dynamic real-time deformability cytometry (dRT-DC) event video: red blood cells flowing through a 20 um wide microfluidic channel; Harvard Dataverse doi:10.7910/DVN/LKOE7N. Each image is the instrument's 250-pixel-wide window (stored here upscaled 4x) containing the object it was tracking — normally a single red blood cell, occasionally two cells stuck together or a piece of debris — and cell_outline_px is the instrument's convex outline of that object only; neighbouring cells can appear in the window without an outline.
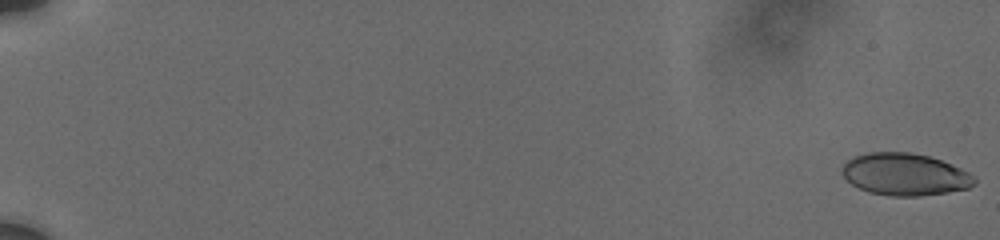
{"species": "human", "species_latin": "Homo sapiens", "temperature_condition": "cold", "stored_images_in_passage": 10, "camera_frame_rate_fps": 3000, "um_per_image_px": 0.085, "donor": {"sex": "male"}, "frame": {"image": 1, "passage_image": 1, "time_ms": 0.0, "image_size_px": [1000, 240], "cell_outline_px": [[976, 184], [968, 188], [920, 196], [892, 196], [868, 192], [852, 184], [844, 176], [840, 168], [848, 160], [856, 156], [868, 152], [908, 152], [928, 156], [940, 160], [960, 168], [968, 172], [976, 180]], "centroid_in_image_um": [76.9, 14.82], "position_along_channel_um": 8.1, "area_um2": 32.19}}
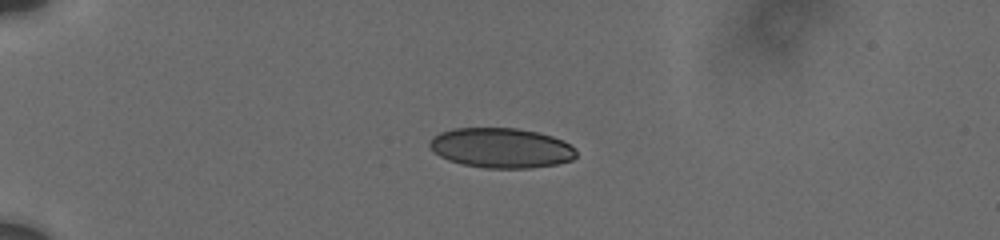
{"frame": {"image": 2, "passage_image": 7, "time_ms": 5.333, "image_size_px": [1000, 240], "cell_outline_px": [[576, 156], [572, 160], [556, 164], [532, 168], [484, 168], [464, 164], [448, 160], [440, 156], [428, 144], [432, 136], [440, 132], [452, 128], [516, 128], [536, 132], [552, 136], [576, 148]], "centroid_in_image_um": [42.59, 12.57], "position_along_channel_um": 42.4, "area_um2": 34.04}}
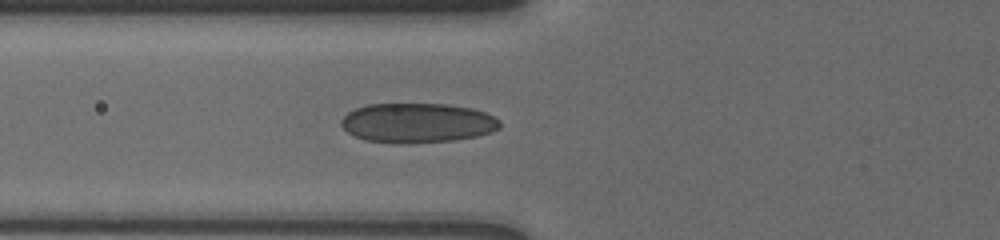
{"frame": {"image": 3, "passage_image": 10, "time_ms": 8.0, "image_size_px": [1000, 240], "cell_outline_px": [[500, 128], [492, 132], [476, 136], [452, 140], [408, 144], [400, 144], [364, 140], [348, 132], [340, 124], [340, 120], [348, 112], [356, 108], [368, 104], [444, 104], [472, 108], [496, 116], [500, 120]], "centroid_in_image_um": [35.48, 10.45], "position_along_channel_um": 90.3, "area_um2": 36.82}}